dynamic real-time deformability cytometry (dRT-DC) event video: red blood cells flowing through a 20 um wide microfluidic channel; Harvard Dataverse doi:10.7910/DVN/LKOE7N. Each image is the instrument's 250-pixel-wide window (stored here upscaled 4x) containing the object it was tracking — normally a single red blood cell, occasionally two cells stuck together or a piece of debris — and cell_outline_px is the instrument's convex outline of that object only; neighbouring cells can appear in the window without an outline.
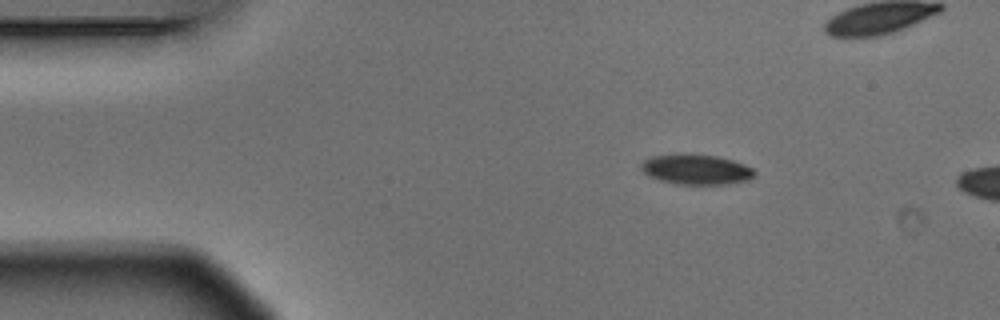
{"species": "Egyptian fruit bat (a non-hibernating species)", "species_latin": "Rousettus aegyptiacus", "temperature_condition": "warm", "stored_images_in_passage": 3, "camera_frame_rate_fps": 3000, "um_per_image_px": 0.085, "animal": {"sex": "male"}, "frame": {"image": 1, "passage_image": 1, "time_ms": 0.0, "image_size_px": [1000, 320], "cell_outline_px": [[756, 172], [748, 180], [728, 184], [676, 184], [660, 180], [648, 176], [640, 168], [640, 164], [644, 160], [652, 156], [676, 152], [688, 152], [716, 156], [732, 160], [744, 164], [752, 168]], "centroid_in_image_um": [59.12, 14.37], "position_along_channel_um": 25.9, "area_um2": 20.35}}